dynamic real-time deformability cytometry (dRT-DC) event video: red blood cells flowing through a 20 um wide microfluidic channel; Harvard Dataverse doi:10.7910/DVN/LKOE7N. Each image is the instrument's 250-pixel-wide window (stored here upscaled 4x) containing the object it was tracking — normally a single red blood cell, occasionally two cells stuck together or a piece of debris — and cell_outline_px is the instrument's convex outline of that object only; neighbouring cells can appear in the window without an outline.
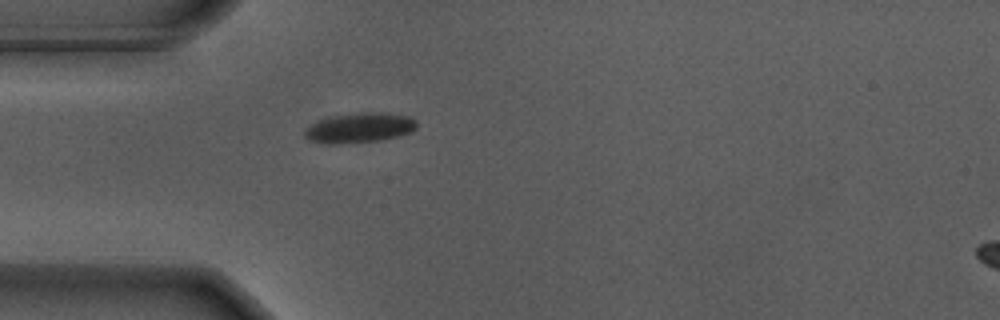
{"species": "Egyptian fruit bat (a non-hibernating species)", "species_latin": "Rousettus aegyptiacus", "temperature_condition": "warm", "stored_images_in_passage": 26, "camera_frame_rate_fps": 3000, "um_per_image_px": 0.085, "animal": {"sex": "male"}, "frame": {"image": 1, "passage_image": 2, "time_ms": 0.333, "image_size_px": [1000, 320], "cell_outline_px": [[416, 128], [412, 132], [400, 136], [384, 140], [332, 144], [328, 144], [312, 140], [304, 136], [304, 132], [312, 124], [320, 120], [336, 116], [360, 112], [380, 112], [408, 116], [416, 120]], "centroid_in_image_um": [30.63, 10.87], "position_along_channel_um": 54.4, "area_um2": 19.31}}
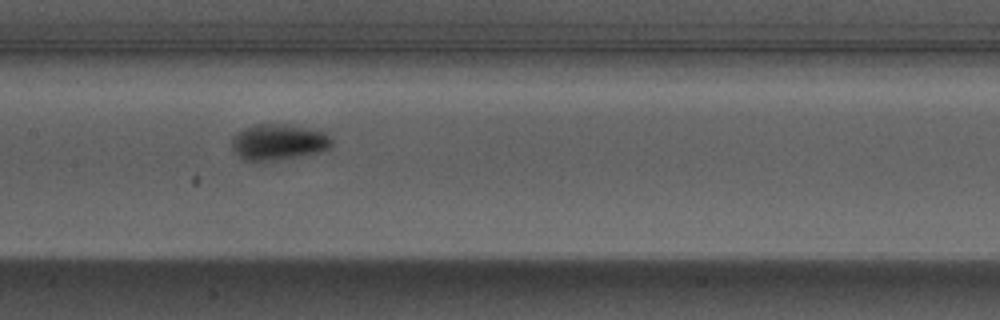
{"frame": {"image": 2, "passage_image": 13, "time_ms": 4.0, "image_size_px": [1000, 320], "cell_outline_px": [[332, 144], [328, 148], [320, 152], [280, 160], [244, 160], [236, 156], [232, 148], [232, 136], [236, 132], [252, 124], [284, 124], [308, 128], [324, 132], [332, 136]], "centroid_in_image_um": [23.65, 12.07], "position_along_channel_um": 183.8, "area_um2": 21.15}}
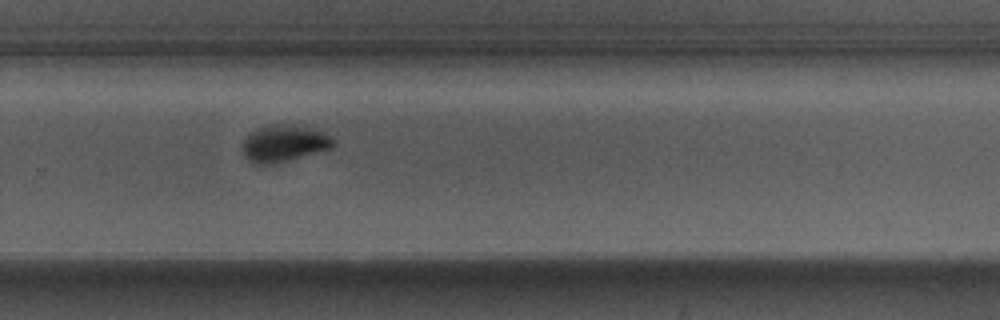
{"frame": {"image": 3, "passage_image": 23, "time_ms": 7.333, "image_size_px": [1000, 320], "cell_outline_px": [[336, 144], [332, 148], [288, 160], [272, 164], [252, 164], [244, 156], [240, 148], [240, 144], [248, 132], [256, 128], [268, 124], [276, 124], [304, 128], [324, 132], [336, 140]], "centroid_in_image_um": [24.05, 12.2], "position_along_channel_um": 305.7, "area_um2": 19.59}}